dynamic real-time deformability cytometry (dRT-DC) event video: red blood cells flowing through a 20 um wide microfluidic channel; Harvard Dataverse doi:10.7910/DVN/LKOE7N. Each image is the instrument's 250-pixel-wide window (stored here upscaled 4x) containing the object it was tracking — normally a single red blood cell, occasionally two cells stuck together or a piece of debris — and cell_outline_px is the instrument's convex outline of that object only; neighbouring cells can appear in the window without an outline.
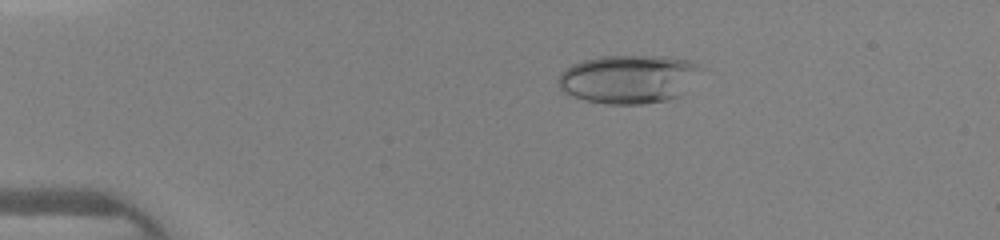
{"species": "human", "species_latin": "Homo sapiens", "temperature_condition": "warm", "stored_images_in_passage": 38, "camera_frame_rate_fps": 3000, "um_per_image_px": 0.085, "donor": {"sex": "female"}, "frame": {"image": 1, "passage_image": 1, "time_ms": 0.0, "image_size_px": [1000, 240], "cell_outline_px": [[696, 68], [680, 96], [668, 100], [644, 104], [608, 104], [588, 100], [572, 96], [564, 92], [560, 88], [556, 80], [560, 72], [572, 64], [584, 60], [600, 56], [668, 56], [688, 60], [696, 64]], "centroid_in_image_um": [53.29, 6.72], "position_along_channel_um": 31.7, "area_um2": 39.59}}
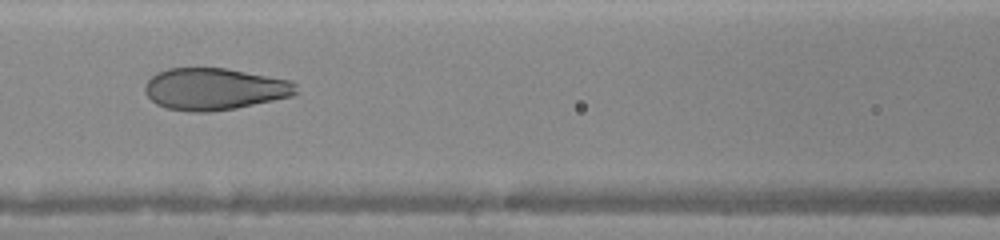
{"frame": {"image": 2, "passage_image": 13, "time_ms": 4.0, "image_size_px": [1000, 240], "cell_outline_px": [[300, 92], [292, 96], [236, 108], [212, 112], [188, 112], [168, 108], [156, 104], [148, 96], [144, 88], [148, 80], [156, 72], [168, 68], [228, 68], [292, 80], [296, 84]], "centroid_in_image_um": [18.27, 7.56], "position_along_channel_um": 148.3, "area_um2": 37.22}}
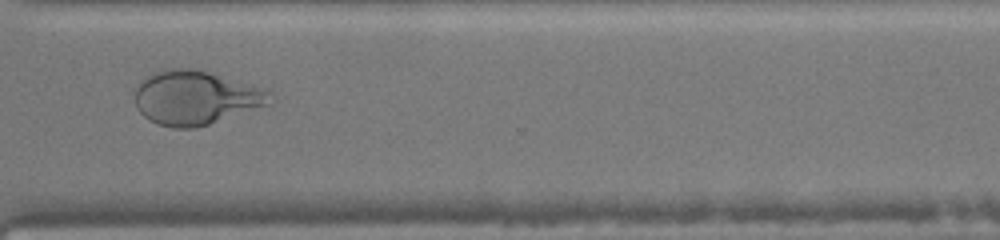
{"frame": {"image": 3, "passage_image": 27, "time_ms": 8.667, "image_size_px": [1000, 240], "cell_outline_px": [[276, 100], [272, 104], [196, 128], [172, 128], [148, 120], [136, 108], [136, 88], [140, 80], [152, 72], [172, 68], [196, 68], [272, 92]], "centroid_in_image_um": [16.63, 8.31], "position_along_channel_um": 354.0, "area_um2": 42.6}}